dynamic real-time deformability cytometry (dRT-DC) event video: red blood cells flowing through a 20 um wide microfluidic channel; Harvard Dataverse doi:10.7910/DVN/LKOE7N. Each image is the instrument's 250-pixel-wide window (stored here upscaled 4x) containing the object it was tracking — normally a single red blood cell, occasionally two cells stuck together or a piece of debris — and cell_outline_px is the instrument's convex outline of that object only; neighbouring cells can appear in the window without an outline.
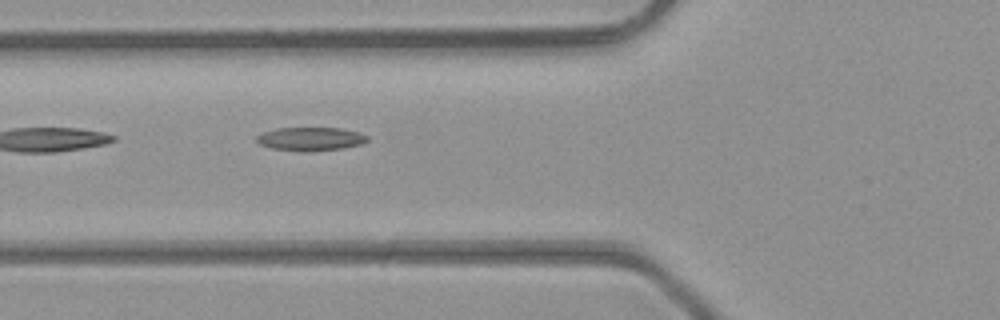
{"species": "common noctule bat (a hibernating species)", "species_latin": "Nyctalus noctula", "temperature_condition": "room temperature", "stored_images_in_passage": 6, "camera_frame_rate_fps": 3000, "um_per_image_px": 0.085, "animal": {"sex": "male", "body_mass_g": 23.1, "forearm_length_mm": 52.7}, "frame": {"image": 1, "passage_image": 6, "time_ms": 1.667, "image_size_px": [1000, 320], "cell_outline_px": [[368, 140], [360, 144], [344, 148], [312, 152], [300, 152], [272, 148], [260, 144], [256, 140], [256, 136], [264, 132], [276, 128], [340, 128], [360, 132], [368, 136]], "centroid_in_image_um": [26.41, 11.82], "position_along_channel_um": 99.4, "area_um2": 15.32}}